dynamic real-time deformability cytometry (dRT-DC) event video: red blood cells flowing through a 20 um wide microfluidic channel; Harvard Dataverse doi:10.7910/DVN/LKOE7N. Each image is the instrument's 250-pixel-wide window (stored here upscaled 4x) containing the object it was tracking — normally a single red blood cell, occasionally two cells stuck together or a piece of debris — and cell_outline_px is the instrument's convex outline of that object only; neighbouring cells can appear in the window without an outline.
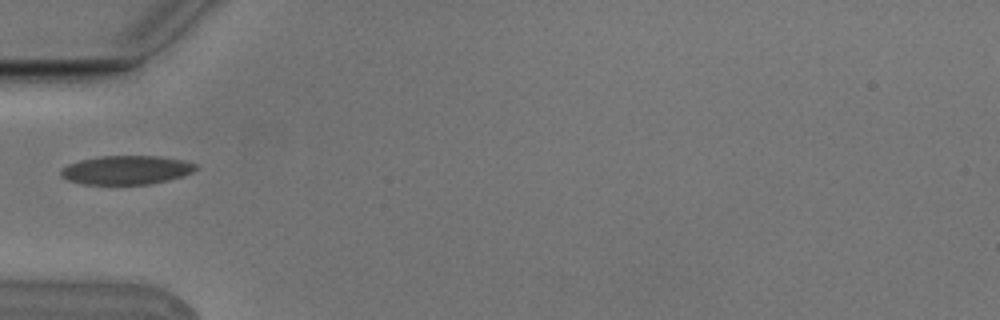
{"species": "Egyptian fruit bat (a non-hibernating species)", "species_latin": "Rousettus aegyptiacus", "temperature_condition": "cold", "stored_images_in_passage": 2, "camera_frame_rate_fps": 3000, "um_per_image_px": 0.085, "animal": {"sex": "male"}, "frame": {"image": 1, "passage_image": 1, "time_ms": 0.0, "image_size_px": [1000, 320], "cell_outline_px": [[196, 168], [192, 172], [168, 180], [148, 184], [80, 184], [68, 180], [60, 176], [60, 168], [68, 164], [80, 160], [100, 156], [160, 156], [184, 160], [196, 164]], "centroid_in_image_um": [10.69, 14.45], "position_along_channel_um": 74.3, "area_um2": 22.66}}